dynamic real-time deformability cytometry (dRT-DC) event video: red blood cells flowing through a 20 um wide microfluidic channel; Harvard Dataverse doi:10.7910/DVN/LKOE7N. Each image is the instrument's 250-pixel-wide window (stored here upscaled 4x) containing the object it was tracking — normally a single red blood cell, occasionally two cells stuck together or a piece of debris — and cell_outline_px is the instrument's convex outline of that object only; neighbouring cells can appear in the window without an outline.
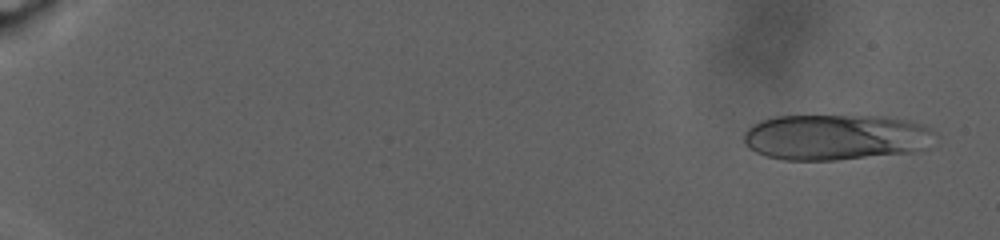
{"species": "human", "species_latin": "Homo sapiens", "temperature_condition": "warm", "stored_images_in_passage": 70, "camera_frame_rate_fps": 3000, "um_per_image_px": 0.085, "donor": {"sex": "male"}, "frame": {"image": 1, "passage_image": 3, "time_ms": 0.667, "image_size_px": [1000, 240], "cell_outline_px": [[936, 132], [932, 148], [920, 152], [836, 160], [784, 160], [764, 156], [748, 148], [744, 144], [744, 132], [752, 124], [760, 120], [772, 116], [884, 116], [908, 120], [924, 124]], "centroid_in_image_um": [71.11, 11.67], "position_along_channel_um": 13.9, "area_um2": 52.25}}
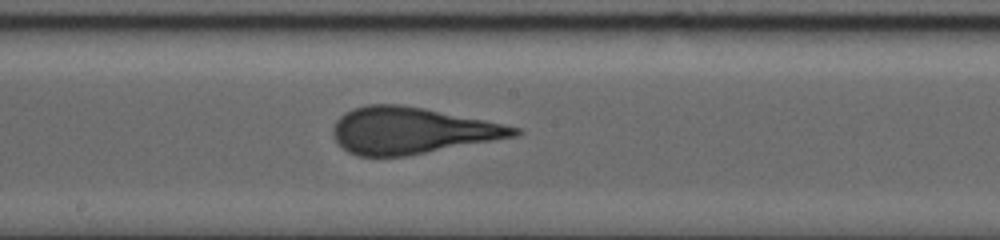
{"frame": {"image": 2, "passage_image": 41, "time_ms": 16.667, "image_size_px": [1000, 240], "cell_outline_px": [[524, 132], [520, 136], [404, 156], [356, 156], [348, 152], [332, 136], [332, 128], [336, 120], [344, 112], [352, 108], [368, 104], [400, 104], [424, 108], [504, 124], [520, 128]], "centroid_in_image_um": [34.99, 11.09], "position_along_channel_um": 213.2, "area_um2": 49.19}}
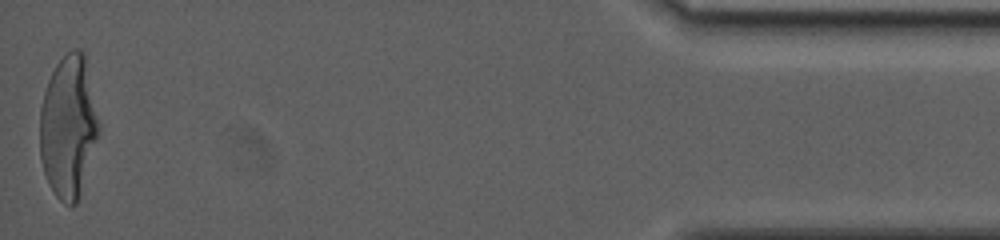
{"frame": {"image": 3, "passage_image": 70, "time_ms": 28.333, "image_size_px": [1000, 240], "cell_outline_px": [[100, 128], [76, 204], [72, 208], [64, 204], [56, 196], [48, 184], [40, 160], [40, 108], [44, 92], [48, 80], [56, 64], [72, 48], [80, 48], [84, 52], [100, 124]], "centroid_in_image_um": [5.79, 10.76], "position_along_channel_um": 429.4, "area_um2": 48.73}, "authors_computed_cell_mechanics": {"area_um2": 48.9566, "velocity_mm_per_s": 2.4639, "shape_relaxation_time_tau1_ms": 9.2488, "shape_relaxation_time_tau2_ms": null, "deformation_change_tau1": 0.2736, "deformation_change_tau2": null}}